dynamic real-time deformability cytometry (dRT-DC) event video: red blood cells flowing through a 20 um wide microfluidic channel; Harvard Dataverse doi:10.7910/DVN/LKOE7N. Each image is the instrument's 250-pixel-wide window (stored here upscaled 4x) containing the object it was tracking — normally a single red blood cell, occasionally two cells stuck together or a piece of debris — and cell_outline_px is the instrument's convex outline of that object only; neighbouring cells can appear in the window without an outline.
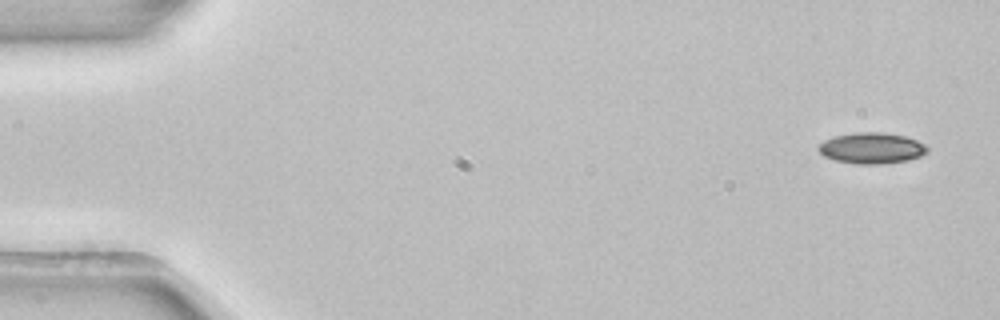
{"species": "common noctule bat (a hibernating species)", "species_latin": "Nyctalus noctula", "temperature_condition": "room temperature", "stored_images_in_passage": 5, "segment_of_instrument_passage": [1, 2], "camera_frame_rate_fps": 3000, "um_per_image_px": 0.085, "animal": {"sex": "female", "body_mass_g": 22.7, "forearm_length_mm": 54.2}, "frame": {"image": 1, "passage_image": 1, "time_ms": 0.0, "image_size_px": [1000, 320], "cell_outline_px": [[928, 152], [920, 156], [904, 160], [884, 164], [856, 164], [836, 160], [824, 156], [816, 148], [824, 140], [836, 136], [856, 132], [880, 132], [904, 136], [916, 140], [924, 144], [928, 148]], "centroid_in_image_um": [74.08, 12.59], "position_along_channel_um": 10.9, "area_um2": 19.48}}
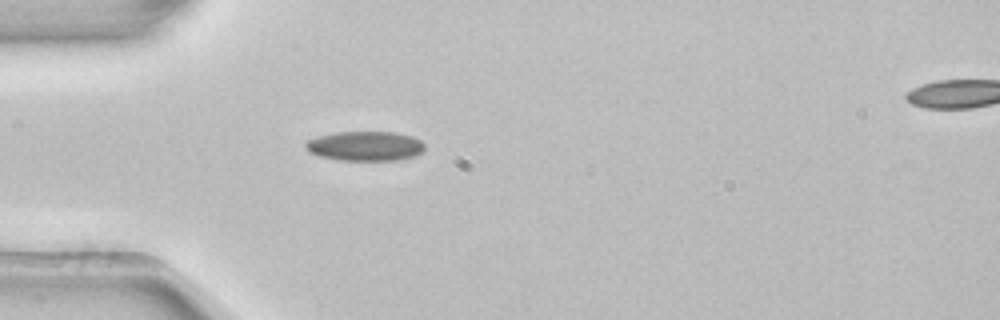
{"frame": {"image": 2, "passage_image": 4, "time_ms": 1.0, "image_size_px": [1000, 320], "cell_outline_px": [[424, 148], [416, 156], [396, 160], [340, 160], [320, 156], [308, 152], [304, 148], [304, 144], [308, 140], [316, 136], [336, 132], [396, 132], [412, 136], [420, 140], [424, 144]], "centroid_in_image_um": [31.01, 12.41], "position_along_channel_um": 54.0, "area_um2": 20.63}}